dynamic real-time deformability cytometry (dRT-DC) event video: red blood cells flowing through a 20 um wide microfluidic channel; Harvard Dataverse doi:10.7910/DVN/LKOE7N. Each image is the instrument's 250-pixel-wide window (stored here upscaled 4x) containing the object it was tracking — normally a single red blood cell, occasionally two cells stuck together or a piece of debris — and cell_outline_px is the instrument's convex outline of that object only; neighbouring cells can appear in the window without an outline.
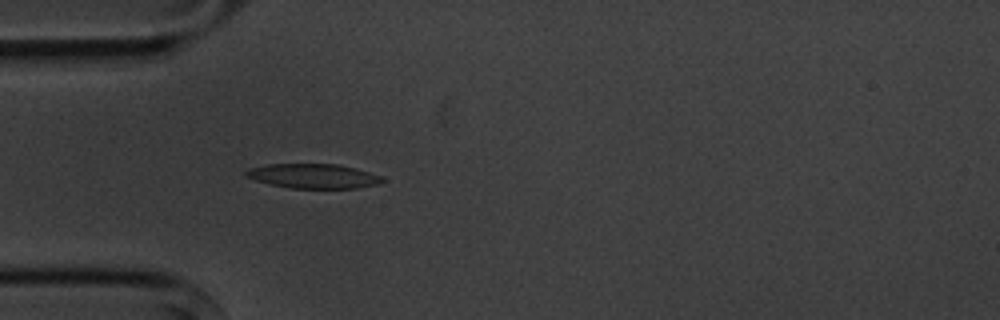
{"species": "common noctule bat (a hibernating species)", "species_latin": "Nyctalus noctula", "temperature_condition": "cold", "stored_images_in_passage": 4, "camera_frame_rate_fps": 3000, "um_per_image_px": 0.085, "animal": {"sex": "male", "body_mass_g": 20.1, "forearm_length_mm": 53.5}, "frame": {"image": 1, "passage_image": 4, "time_ms": 3.333, "image_size_px": [1000, 320], "cell_outline_px": [[384, 180], [380, 184], [356, 188], [292, 188], [268, 184], [244, 176], [244, 172], [248, 168], [268, 164], [340, 164], [356, 168], [380, 176]], "centroid_in_image_um": [26.6, 14.96], "position_along_channel_um": 58.4, "area_um2": 19.54}}